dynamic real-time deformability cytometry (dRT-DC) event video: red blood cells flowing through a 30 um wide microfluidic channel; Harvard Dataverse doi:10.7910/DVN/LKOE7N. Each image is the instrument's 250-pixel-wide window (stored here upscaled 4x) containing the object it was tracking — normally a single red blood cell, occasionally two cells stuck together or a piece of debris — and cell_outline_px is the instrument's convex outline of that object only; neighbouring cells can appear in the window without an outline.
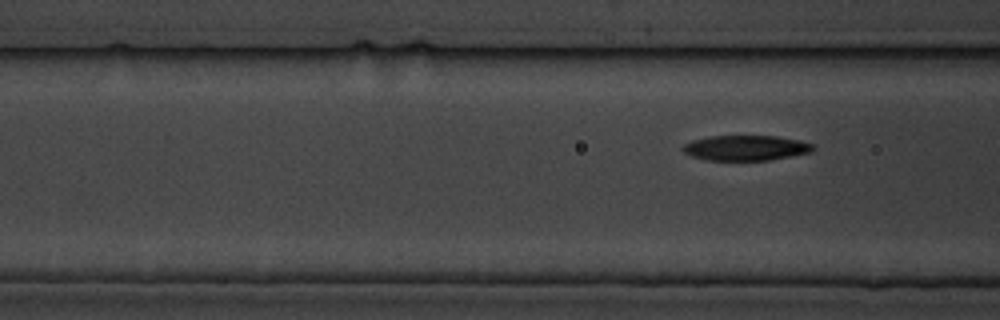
{"species": "common noctule bat (a hibernating species)", "species_latin": "Nyctalus noctula", "temperature_condition": "cold", "stored_images_in_passage": 3, "camera_frame_rate_fps": 3000, "um_per_image_px": 0.085, "animal": {"sex": "male", "body_mass_g": 19.5, "forearm_length_mm": 54.6}, "frame": {"image": 1, "passage_image": 3, "time_ms": 3.0, "image_size_px": [1000, 320], "cell_outline_px": [[812, 152], [768, 160], [708, 160], [692, 156], [684, 152], [680, 148], [684, 144], [692, 140], [712, 136], [776, 136], [800, 140], [812, 144]], "centroid_in_image_um": [63.36, 12.57], "position_along_channel_um": 103.2, "area_um2": 18.96}}